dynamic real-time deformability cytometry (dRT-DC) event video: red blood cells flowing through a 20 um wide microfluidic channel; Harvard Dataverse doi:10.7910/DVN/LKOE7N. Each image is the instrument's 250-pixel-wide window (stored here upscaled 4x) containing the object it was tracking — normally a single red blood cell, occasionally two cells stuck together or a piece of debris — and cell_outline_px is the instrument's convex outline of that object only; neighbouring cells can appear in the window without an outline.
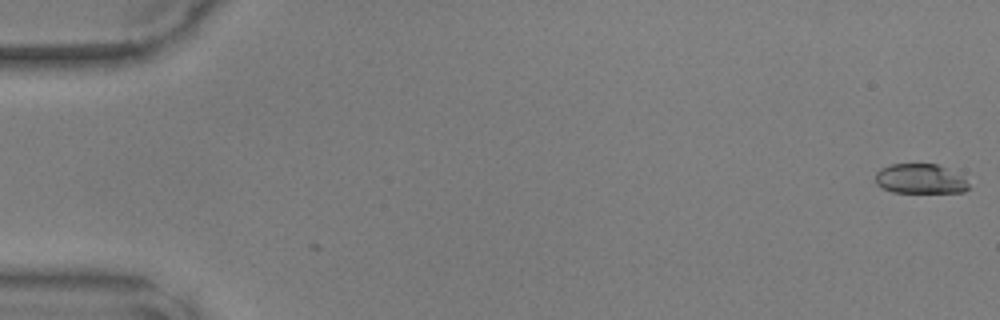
{"species": "common noctule bat (a hibernating species)", "species_latin": "Nyctalus noctula", "temperature_condition": "warm", "stored_images_in_passage": 2, "camera_frame_rate_fps": 3000, "um_per_image_px": 0.085, "animal": {"sex": "male", "body_mass_g": 17.9, "forearm_length_mm": 54.2}, "frame": {"image": 1, "passage_image": 1, "time_ms": 0.0, "image_size_px": [1000, 320], "cell_outline_px": [[968, 188], [964, 192], [892, 192], [876, 184], [876, 172], [880, 168], [892, 164], [936, 164], [944, 168], [964, 180], [968, 184]], "centroid_in_image_um": [78.13, 15.21], "position_along_channel_um": 6.9, "area_um2": 15.66}}